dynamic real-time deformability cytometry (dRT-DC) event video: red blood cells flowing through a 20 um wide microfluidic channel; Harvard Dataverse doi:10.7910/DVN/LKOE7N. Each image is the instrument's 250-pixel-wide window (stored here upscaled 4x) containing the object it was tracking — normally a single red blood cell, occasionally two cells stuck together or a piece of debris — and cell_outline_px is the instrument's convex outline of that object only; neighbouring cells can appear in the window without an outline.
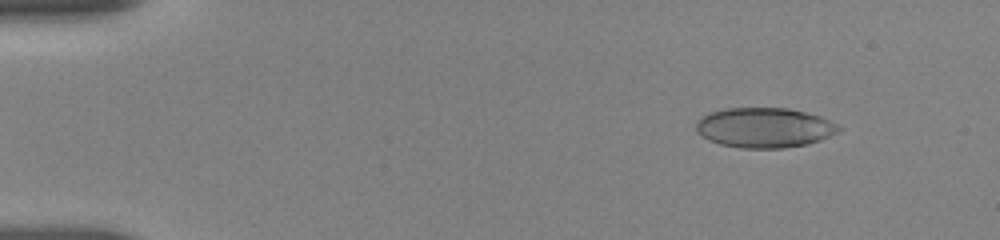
{"species": "human", "species_latin": "Homo sapiens", "temperature_condition": "room temperature", "stored_images_in_passage": 55, "camera_frame_rate_fps": 3000, "um_per_image_px": 0.085, "donor": {"sex": "female"}, "frame": {"image": 1, "passage_image": 6, "time_ms": 1.667, "image_size_px": [1000, 240], "cell_outline_px": [[840, 132], [820, 140], [808, 144], [784, 148], [740, 148], [720, 144], [708, 140], [700, 136], [696, 132], [696, 124], [700, 116], [708, 112], [724, 108], [788, 108], [820, 116], [836, 124], [840, 128]], "centroid_in_image_um": [64.93, 10.85], "position_along_channel_um": 20.1, "area_um2": 33.47}}
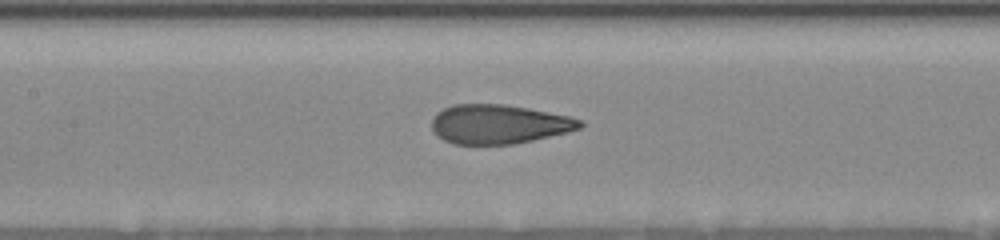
{"frame": {"image": 2, "passage_image": 26, "time_ms": 8.333, "image_size_px": [1000, 240], "cell_outline_px": [[584, 124], [580, 128], [568, 132], [516, 144], [452, 144], [436, 136], [432, 128], [432, 120], [436, 112], [452, 104], [504, 104], [528, 108], [568, 116], [584, 120]], "centroid_in_image_um": [42.39, 10.56], "position_along_channel_um": 165.0, "area_um2": 34.04}}
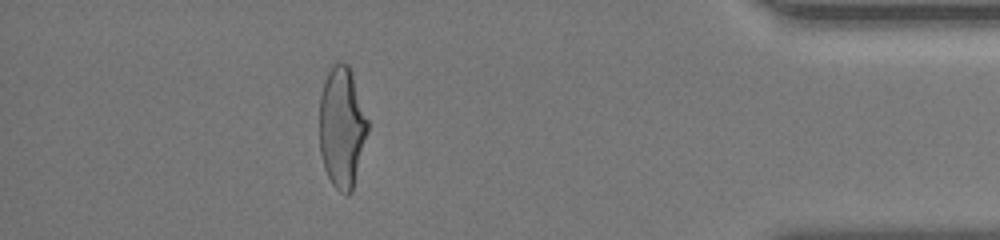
{"frame": {"image": 3, "passage_image": 49, "time_ms": 16.0, "image_size_px": [1000, 240], "cell_outline_px": [[368, 132], [352, 192], [348, 196], [344, 196], [332, 184], [324, 168], [320, 152], [320, 96], [324, 80], [332, 64], [336, 60], [348, 64], [368, 120]], "centroid_in_image_um": [29.06, 10.84], "position_along_channel_um": 406.1, "area_um2": 34.1}, "authors_computed_cell_mechanics": {"area_um2": 34.1598, "velocity_mm_per_s": 3.6723, "shape_relaxation_time_tau1_ms": 5.3717, "shape_relaxation_time_tau2_ms": 0.9277, "deformation_change_tau1": 0.1895, "deformation_change_tau2": 0.0874}}